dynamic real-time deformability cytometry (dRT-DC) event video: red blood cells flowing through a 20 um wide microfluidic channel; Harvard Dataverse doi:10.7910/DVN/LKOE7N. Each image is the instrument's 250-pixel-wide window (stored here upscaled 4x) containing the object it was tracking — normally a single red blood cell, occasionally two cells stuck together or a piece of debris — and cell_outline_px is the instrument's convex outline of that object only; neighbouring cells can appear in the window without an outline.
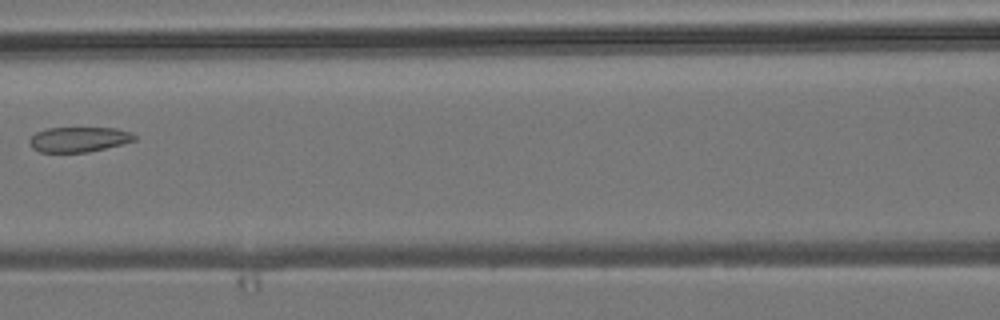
{"species": "common noctule bat (a hibernating species)", "species_latin": "Nyctalus noctula", "temperature_condition": "room temperature", "stored_images_in_passage": 4, "camera_frame_rate_fps": 3000, "um_per_image_px": 0.085, "animal": {"sex": "male", "body_mass_g": 19.2, "forearm_length_mm": 51.8}, "frame": {"image": 1, "passage_image": 4, "time_ms": 3.333, "image_size_px": [1000, 320], "cell_outline_px": [[136, 140], [88, 152], [40, 152], [32, 148], [28, 140], [36, 132], [44, 128], [116, 128], [132, 132], [136, 136]], "centroid_in_image_um": [6.68, 11.84], "position_along_channel_um": 159.9, "area_um2": 15.32}}